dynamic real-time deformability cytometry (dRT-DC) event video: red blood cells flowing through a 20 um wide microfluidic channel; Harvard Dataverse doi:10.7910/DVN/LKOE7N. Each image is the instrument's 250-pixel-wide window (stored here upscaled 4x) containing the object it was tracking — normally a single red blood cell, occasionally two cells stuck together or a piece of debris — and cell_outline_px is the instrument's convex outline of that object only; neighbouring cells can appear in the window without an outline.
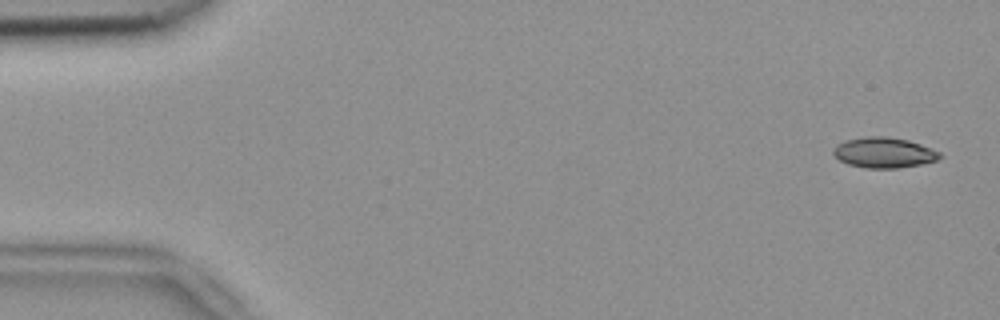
{"species": "common noctule bat (a hibernating species)", "species_latin": "Nyctalus noctula", "temperature_condition": "room temperature", "stored_images_in_passage": 30, "camera_frame_rate_fps": 3000, "um_per_image_px": 0.085, "animal": {"sex": "female", "body_mass_g": 18.4}, "frame": {"image": 1, "passage_image": 2, "time_ms": 0.333, "image_size_px": [1000, 320], "cell_outline_px": [[944, 156], [936, 160], [920, 164], [896, 168], [864, 168], [848, 164], [840, 160], [832, 152], [832, 148], [836, 144], [844, 140], [868, 136], [888, 136], [908, 140], [920, 144], [940, 152]], "centroid_in_image_um": [75.11, 12.96], "position_along_channel_um": 9.9, "area_um2": 18.96}}
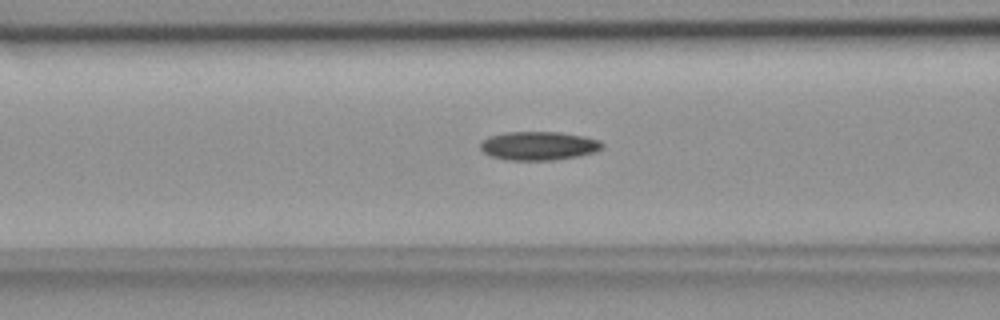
{"frame": {"image": 2, "passage_image": 21, "time_ms": 6.667, "image_size_px": [1000, 320], "cell_outline_px": [[604, 144], [596, 152], [580, 156], [552, 160], [508, 160], [492, 156], [484, 152], [480, 148], [480, 144], [488, 136], [508, 132], [560, 132], [600, 140]], "centroid_in_image_um": [45.79, 12.4], "position_along_channel_um": 120.8, "area_um2": 20.23}}